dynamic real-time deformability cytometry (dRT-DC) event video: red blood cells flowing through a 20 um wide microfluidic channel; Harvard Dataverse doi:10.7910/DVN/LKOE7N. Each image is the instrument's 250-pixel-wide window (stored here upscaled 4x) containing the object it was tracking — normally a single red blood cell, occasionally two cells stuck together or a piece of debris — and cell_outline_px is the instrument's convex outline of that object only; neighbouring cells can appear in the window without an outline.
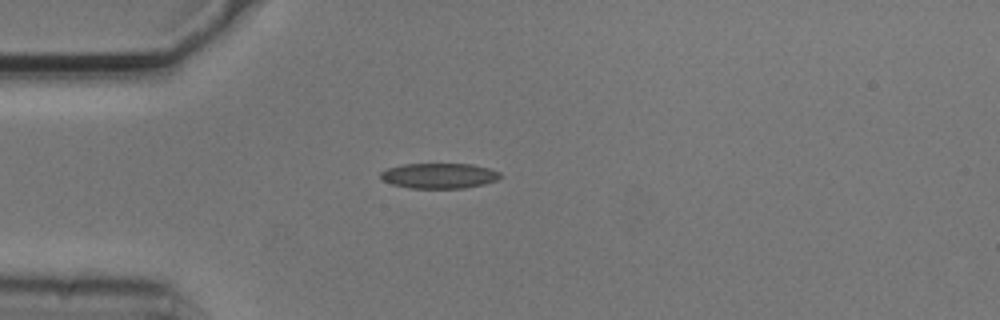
{"species": "common noctule bat (a hibernating species)", "species_latin": "Nyctalus noctula", "temperature_condition": "cold", "stored_images_in_passage": 2, "camera_frame_rate_fps": 3000, "um_per_image_px": 0.085, "animal": {"sex": "male", "body_mass_g": 20.5, "forearm_length_mm": 52.5}, "frame": {"image": 1, "passage_image": 2, "time_ms": 0.333, "image_size_px": [1000, 320], "cell_outline_px": [[500, 176], [496, 180], [484, 184], [464, 188], [408, 188], [392, 184], [384, 180], [380, 176], [380, 172], [388, 168], [404, 164], [472, 164], [488, 168], [500, 172]], "centroid_in_image_um": [37.32, 14.94], "position_along_channel_um": 47.7, "area_um2": 17.51}}